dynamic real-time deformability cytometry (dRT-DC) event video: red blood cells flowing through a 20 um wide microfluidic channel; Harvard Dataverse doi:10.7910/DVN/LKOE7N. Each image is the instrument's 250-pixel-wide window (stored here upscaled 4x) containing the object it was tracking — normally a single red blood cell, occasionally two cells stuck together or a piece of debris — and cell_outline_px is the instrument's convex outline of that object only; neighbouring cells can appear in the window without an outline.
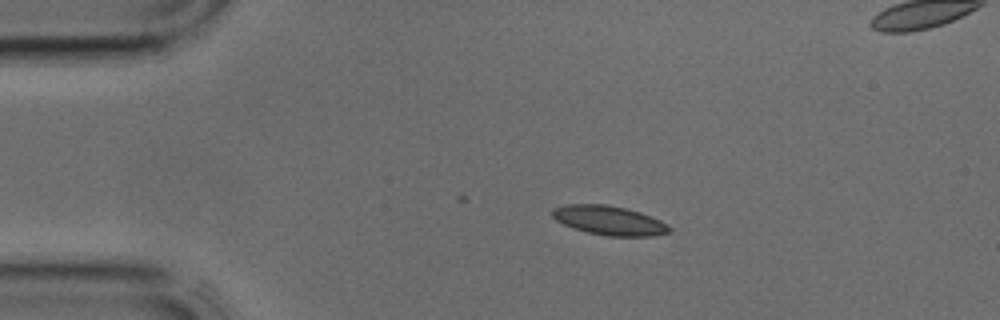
{"species": "common noctule bat (a hibernating species)", "species_latin": "Nyctalus noctula", "temperature_condition": "cold", "stored_images_in_passage": 3, "camera_frame_rate_fps": 3000, "um_per_image_px": 0.085, "animal": {"sex": "male", "body_mass_g": 17.9, "forearm_length_mm": 54.2}, "frame": {"image": 1, "passage_image": 1, "time_ms": 0.0, "image_size_px": [1000, 320], "cell_outline_px": [[672, 232], [652, 236], [604, 236], [572, 228], [556, 220], [552, 216], [552, 208], [564, 204], [608, 204], [640, 212], [660, 220], [668, 224], [672, 228]], "centroid_in_image_um": [51.79, 18.74], "position_along_channel_um": 33.2, "area_um2": 20.11}}